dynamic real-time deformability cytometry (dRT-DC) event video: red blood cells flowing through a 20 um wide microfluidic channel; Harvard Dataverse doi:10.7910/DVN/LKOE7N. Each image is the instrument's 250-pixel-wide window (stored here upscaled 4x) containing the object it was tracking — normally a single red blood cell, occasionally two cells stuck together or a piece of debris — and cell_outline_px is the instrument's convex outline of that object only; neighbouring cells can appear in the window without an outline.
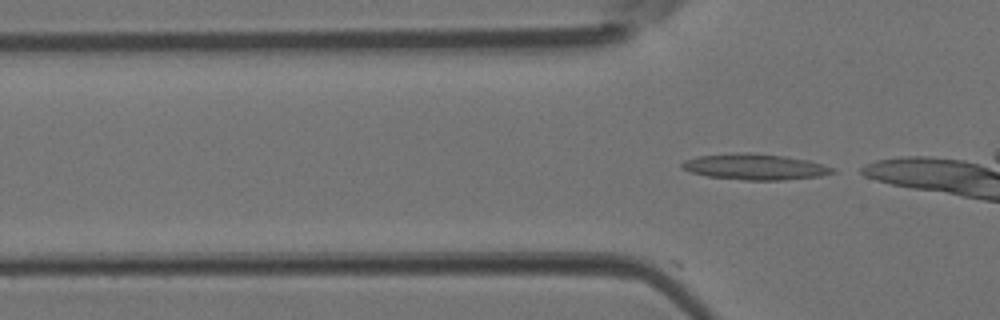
{"species": "Egyptian fruit bat (a non-hibernating species)", "species_latin": "Rousettus aegyptiacus", "temperature_condition": "room temperature", "stored_images_in_passage": 2, "camera_frame_rate_fps": 3000, "um_per_image_px": 0.085, "animal": {"sex": "female"}, "frame": {"image": 1, "passage_image": 2, "time_ms": 0.333, "image_size_px": [1000, 320], "cell_outline_px": [[836, 172], [820, 176], [784, 180], [744, 180], [708, 176], [692, 172], [680, 168], [680, 164], [684, 160], [696, 156], [736, 152], [748, 152], [784, 156], [808, 160], [836, 168]], "centroid_in_image_um": [64.16, 14.17], "position_along_channel_um": 61.6, "area_um2": 22.89}}